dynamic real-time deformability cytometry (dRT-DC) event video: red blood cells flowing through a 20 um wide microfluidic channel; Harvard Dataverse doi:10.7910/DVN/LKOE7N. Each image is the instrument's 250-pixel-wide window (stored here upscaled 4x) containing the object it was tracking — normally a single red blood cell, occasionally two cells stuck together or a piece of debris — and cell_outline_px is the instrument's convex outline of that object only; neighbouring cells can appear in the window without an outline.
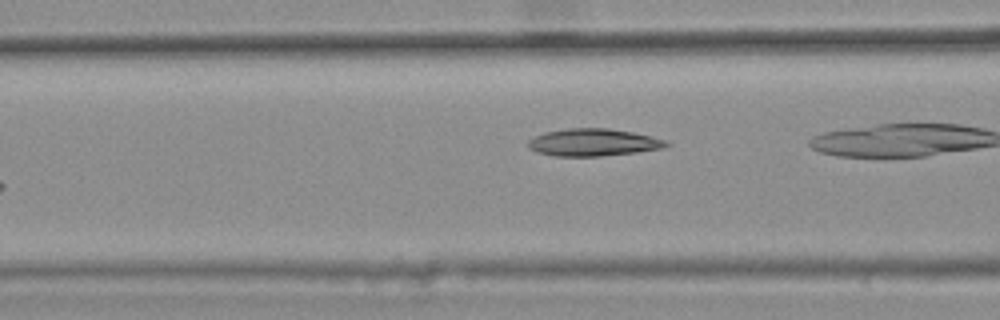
{"species": "common noctule bat (a hibernating species)", "species_latin": "Nyctalus noctula", "temperature_condition": "warm", "stored_images_in_passage": 25, "camera_frame_rate_fps": 3000, "um_per_image_px": 0.085, "animal": {"sex": "female", "body_mass_g": 25.1}, "frame": {"image": 1, "passage_image": 4, "time_ms": 1.0, "image_size_px": [1000, 320], "cell_outline_px": [[672, 144], [664, 148], [636, 152], [600, 156], [552, 156], [536, 152], [528, 148], [528, 140], [544, 132], [568, 128], [608, 128], [632, 132], [652, 136], [668, 140]], "centroid_in_image_um": [50.45, 12.1], "position_along_channel_um": 116.2, "area_um2": 22.2}}